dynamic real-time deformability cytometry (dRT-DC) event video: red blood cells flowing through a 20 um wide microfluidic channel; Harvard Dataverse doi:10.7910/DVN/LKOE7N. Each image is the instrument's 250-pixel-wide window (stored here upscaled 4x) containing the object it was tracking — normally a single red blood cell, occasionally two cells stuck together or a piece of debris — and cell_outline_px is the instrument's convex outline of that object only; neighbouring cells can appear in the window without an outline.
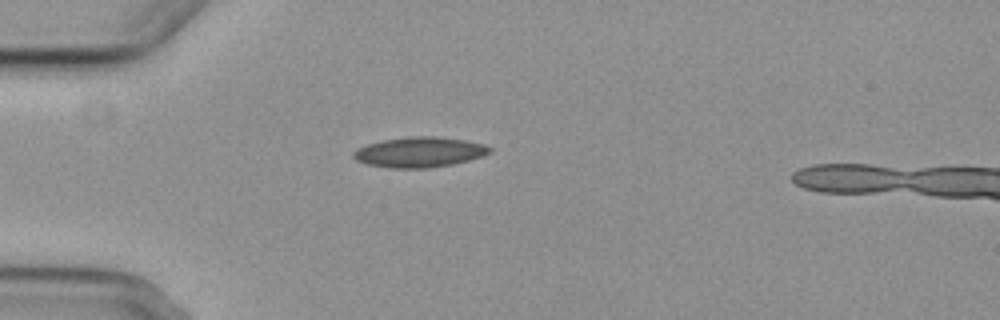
{"species": "common noctule bat (a hibernating species)", "species_latin": "Nyctalus noctula", "temperature_condition": "cold", "stored_images_in_passage": 1, "camera_frame_rate_fps": 3000, "um_per_image_px": 0.085, "animal": {"sex": "female", "body_mass_g": 29.2, "forearm_length_mm": 56.3}, "frame": {"image": 1, "passage_image": 1, "time_ms": 0.0, "image_size_px": [1000, 320], "cell_outline_px": [[492, 152], [468, 160], [452, 164], [424, 168], [388, 168], [368, 164], [356, 160], [352, 156], [352, 152], [356, 148], [368, 144], [384, 140], [408, 136], [436, 136], [464, 140], [484, 144], [492, 148]], "centroid_in_image_um": [35.63, 12.92], "position_along_channel_um": 49.4, "area_um2": 23.93}}